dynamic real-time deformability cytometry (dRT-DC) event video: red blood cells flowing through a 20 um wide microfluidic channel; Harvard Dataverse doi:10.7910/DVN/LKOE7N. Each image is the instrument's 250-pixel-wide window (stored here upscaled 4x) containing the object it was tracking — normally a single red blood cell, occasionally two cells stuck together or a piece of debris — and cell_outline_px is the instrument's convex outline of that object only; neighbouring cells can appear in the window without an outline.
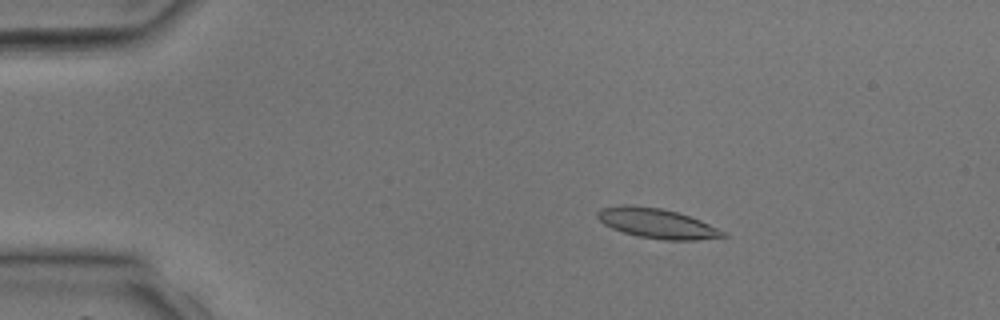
{"species": "common noctule bat (a hibernating species)", "species_latin": "Nyctalus noctula", "temperature_condition": "room temperature", "stored_images_in_passage": 39, "camera_frame_rate_fps": 3000, "um_per_image_px": 0.085, "animal": {"sex": "male", "body_mass_g": 17.9, "forearm_length_mm": 54.2}, "frame": {"image": 1, "passage_image": 7, "time_ms": 2.0, "image_size_px": [1000, 320], "cell_outline_px": [[728, 236], [696, 240], [664, 240], [636, 236], [612, 228], [604, 224], [596, 216], [596, 212], [600, 208], [624, 204], [628, 204], [660, 208], [676, 212], [700, 220], [728, 232]], "centroid_in_image_um": [55.84, 18.98], "position_along_channel_um": 29.2, "area_um2": 21.91}}
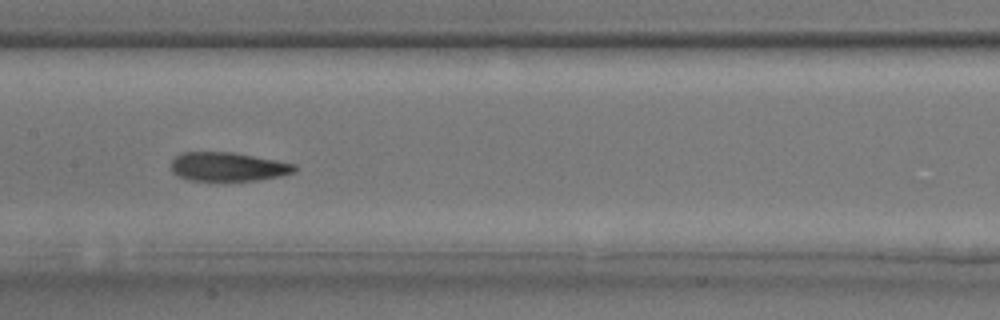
{"frame": {"image": 2, "passage_image": 20, "time_ms": 6.333, "image_size_px": [1000, 320], "cell_outline_px": [[296, 172], [280, 176], [256, 180], [188, 180], [172, 172], [172, 160], [176, 156], [184, 152], [236, 152], [296, 164]], "centroid_in_image_um": [19.41, 14.16], "position_along_channel_um": 188.0, "area_um2": 20.69}}
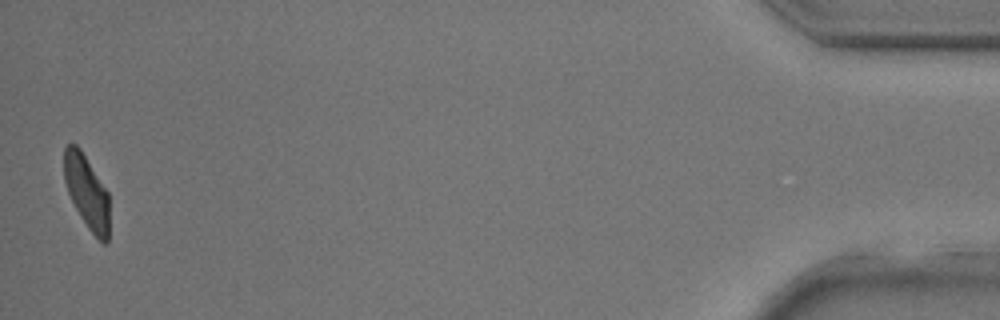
{"frame": {"image": 3, "passage_image": 39, "time_ms": 12.667, "image_size_px": [1000, 320], "cell_outline_px": [[108, 240], [104, 244], [88, 228], [80, 216], [68, 192], [64, 180], [64, 148], [68, 144], [76, 144], [80, 148], [108, 192]], "centroid_in_image_um": [7.36, 16.28], "position_along_channel_um": 427.8, "area_um2": 19.02}}